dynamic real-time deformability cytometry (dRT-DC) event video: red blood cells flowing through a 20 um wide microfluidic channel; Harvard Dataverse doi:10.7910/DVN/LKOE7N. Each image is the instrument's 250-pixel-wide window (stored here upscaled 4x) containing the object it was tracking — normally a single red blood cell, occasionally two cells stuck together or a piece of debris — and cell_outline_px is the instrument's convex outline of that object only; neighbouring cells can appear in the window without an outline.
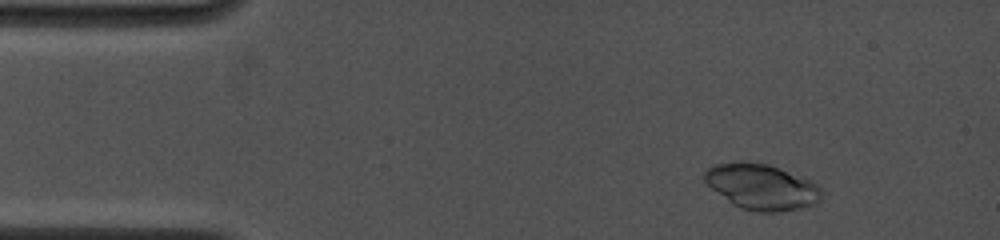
{"species": "common noctule bat (a hibernating species)", "species_latin": "Nyctalus noctula", "temperature_condition": "cold", "stored_images_in_passage": 21, "camera_frame_rate_fps": 4500, "um_per_image_px": 0.085, "animal": {"sex": "female", "body_mass_g": 19.0, "forearm_length_mm": 53.3}, "frame": {"image": 1, "passage_image": 6, "time_ms": 1.111, "image_size_px": [1000, 240], "cell_outline_px": [[820, 200], [816, 204], [804, 208], [780, 212], [760, 212], [740, 208], [732, 204], [712, 188], [704, 180], [704, 172], [712, 164], [736, 160], [740, 160], [768, 164], [812, 180], [820, 188]], "centroid_in_image_um": [64.73, 15.86], "position_along_channel_um": 20.3, "area_um2": 31.44}}
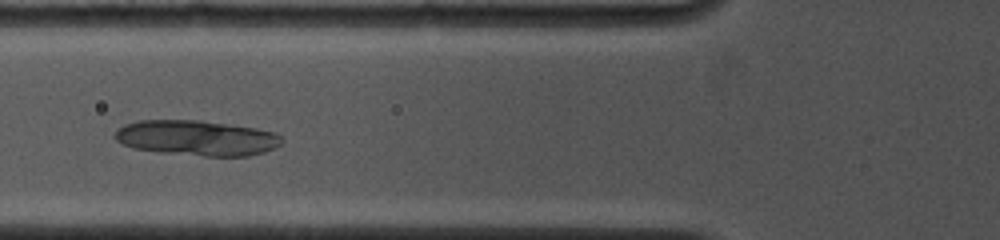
{"frame": {"image": 2, "passage_image": 17, "time_ms": 5.333, "image_size_px": [1000, 240], "cell_outline_px": [[284, 140], [280, 144], [264, 152], [248, 156], [204, 156], [160, 152], [132, 148], [116, 140], [116, 128], [124, 124], [140, 120], [200, 120], [232, 124], [256, 128], [276, 132]], "centroid_in_image_um": [16.73, 11.72], "position_along_channel_um": 109.1, "area_um2": 34.45}}
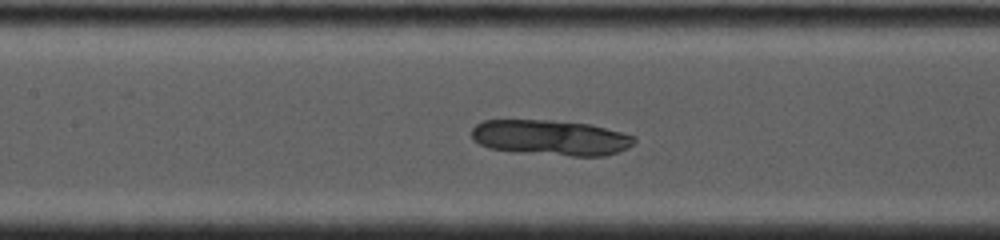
{"frame": {"image": 3, "passage_image": 21, "time_ms": 6.667, "image_size_px": [1000, 240], "cell_outline_px": [[636, 140], [628, 148], [604, 156], [572, 156], [520, 152], [488, 148], [472, 140], [472, 128], [476, 124], [484, 120], [552, 120], [592, 124], [636, 136]], "centroid_in_image_um": [46.82, 11.69], "position_along_channel_um": 160.6, "area_um2": 33.7}}